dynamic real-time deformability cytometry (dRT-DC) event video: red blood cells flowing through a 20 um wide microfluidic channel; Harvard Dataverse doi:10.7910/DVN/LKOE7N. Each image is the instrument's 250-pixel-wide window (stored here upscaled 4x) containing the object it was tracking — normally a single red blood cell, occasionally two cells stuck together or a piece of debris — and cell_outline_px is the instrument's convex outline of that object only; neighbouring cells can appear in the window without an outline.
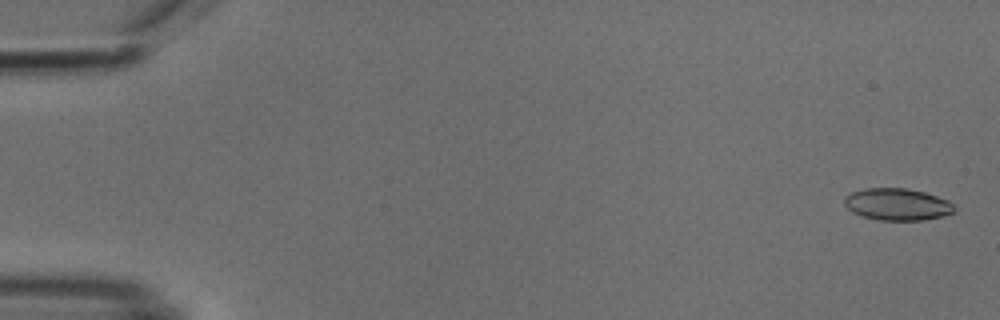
{"species": "common noctule bat (a hibernating species)", "species_latin": "Nyctalus noctula", "temperature_condition": "cold", "stored_images_in_passage": 5, "camera_frame_rate_fps": 3000, "um_per_image_px": 0.085, "animal": {"sex": "male", "body_mass_g": 18.8}, "frame": {"image": 1, "passage_image": 1, "time_ms": 0.0, "image_size_px": [1000, 320], "cell_outline_px": [[956, 212], [944, 216], [924, 220], [880, 220], [864, 216], [852, 212], [844, 204], [844, 196], [852, 192], [864, 188], [908, 188], [924, 192], [948, 200], [956, 208]], "centroid_in_image_um": [76.29, 17.36], "position_along_channel_um": 8.7, "area_um2": 20.58}}
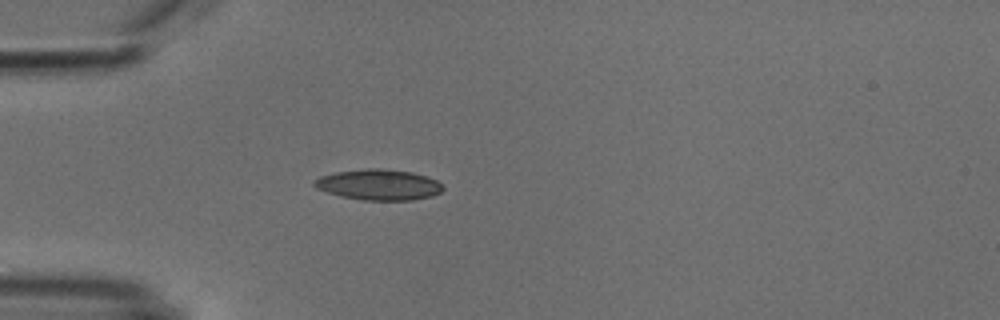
{"frame": {"image": 2, "passage_image": 5, "time_ms": 4.667, "image_size_px": [1000, 320], "cell_outline_px": [[444, 188], [440, 192], [432, 196], [412, 200], [364, 200], [340, 196], [316, 188], [312, 184], [312, 180], [320, 176], [336, 172], [368, 168], [376, 168], [412, 172], [428, 176], [436, 180]], "centroid_in_image_um": [32.17, 15.7], "position_along_channel_um": 52.8, "area_um2": 23.0}}